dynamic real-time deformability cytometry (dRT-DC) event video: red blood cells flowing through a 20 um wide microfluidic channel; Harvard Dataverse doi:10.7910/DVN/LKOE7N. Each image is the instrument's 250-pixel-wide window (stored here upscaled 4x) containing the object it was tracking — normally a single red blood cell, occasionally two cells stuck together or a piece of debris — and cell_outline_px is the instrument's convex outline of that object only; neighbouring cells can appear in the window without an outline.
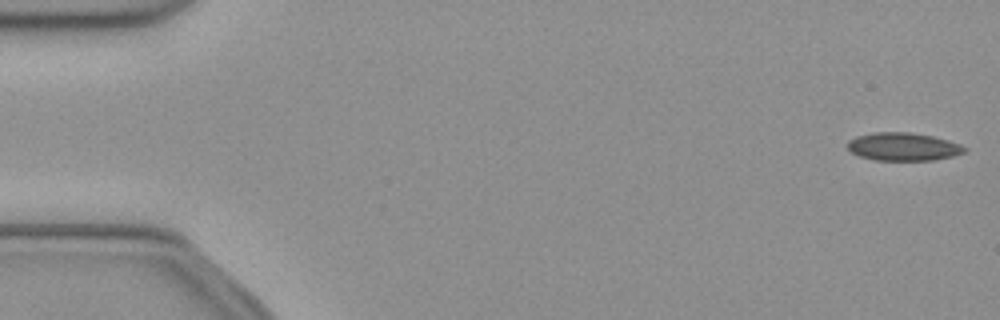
{"species": "common noctule bat (a hibernating species)", "species_latin": "Nyctalus noctula", "temperature_condition": "cold", "stored_images_in_passage": 52, "camera_frame_rate_fps": 3000, "um_per_image_px": 0.085, "animal": {"sex": "female", "body_mass_g": 21.9}, "frame": {"image": 1, "passage_image": 1, "time_ms": 0.0, "image_size_px": [1000, 320], "cell_outline_px": [[968, 148], [964, 152], [952, 156], [932, 160], [872, 160], [860, 156], [852, 152], [848, 148], [848, 140], [856, 136], [876, 132], [912, 132], [932, 136], [948, 140], [960, 144]], "centroid_in_image_um": [76.77, 12.46], "position_along_channel_um": 8.2, "area_um2": 19.07}}
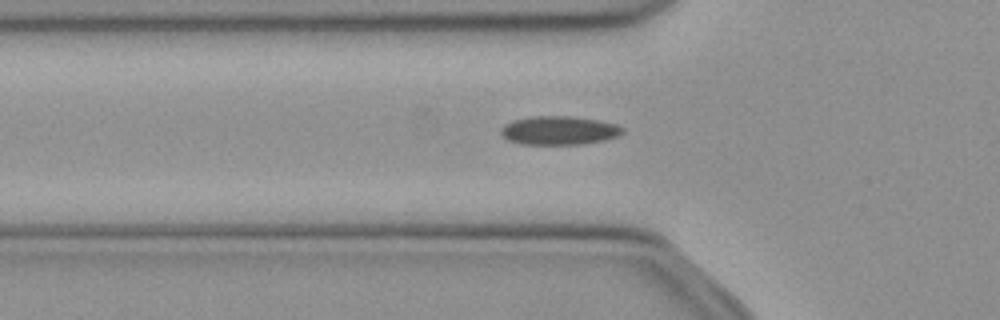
{"frame": {"image": 2, "passage_image": 17, "time_ms": 5.333, "image_size_px": [1000, 320], "cell_outline_px": [[624, 132], [620, 136], [604, 140], [584, 144], [520, 144], [508, 140], [500, 132], [500, 128], [504, 124], [512, 120], [532, 116], [572, 116], [600, 120], [616, 124], [624, 128]], "centroid_in_image_um": [47.54, 11.08], "position_along_channel_um": 78.3, "area_um2": 20.58}}
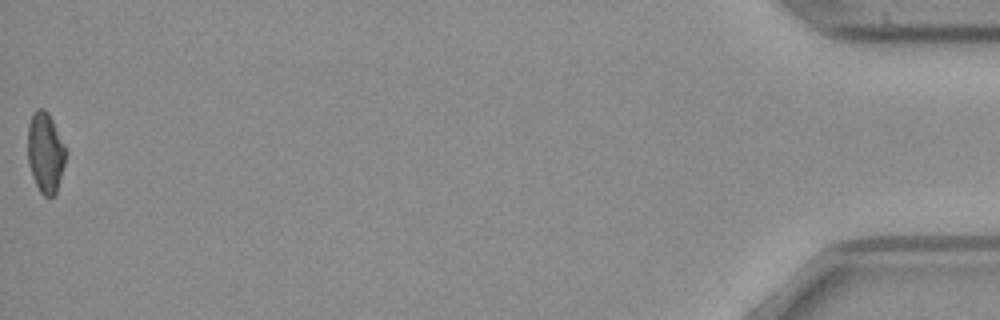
{"frame": {"image": 3, "passage_image": 52, "time_ms": 17.0, "image_size_px": [1000, 320], "cell_outline_px": [[68, 152], [56, 192], [52, 196], [44, 196], [40, 192], [32, 176], [28, 164], [28, 124], [36, 108], [44, 108], [48, 112]], "centroid_in_image_um": [3.86, 12.95], "position_along_channel_um": 431.3, "area_um2": 17.8}, "authors_computed_cell_mechanics": {"area_um2": 19.4786, "velocity_mm_per_s": 3.9165, "shape_relaxation_time_tau1_ms": null, "shape_relaxation_time_tau2_ms": 5.8391, "deformation_change_tau1": null, "deformation_change_tau2": 0.1133}}